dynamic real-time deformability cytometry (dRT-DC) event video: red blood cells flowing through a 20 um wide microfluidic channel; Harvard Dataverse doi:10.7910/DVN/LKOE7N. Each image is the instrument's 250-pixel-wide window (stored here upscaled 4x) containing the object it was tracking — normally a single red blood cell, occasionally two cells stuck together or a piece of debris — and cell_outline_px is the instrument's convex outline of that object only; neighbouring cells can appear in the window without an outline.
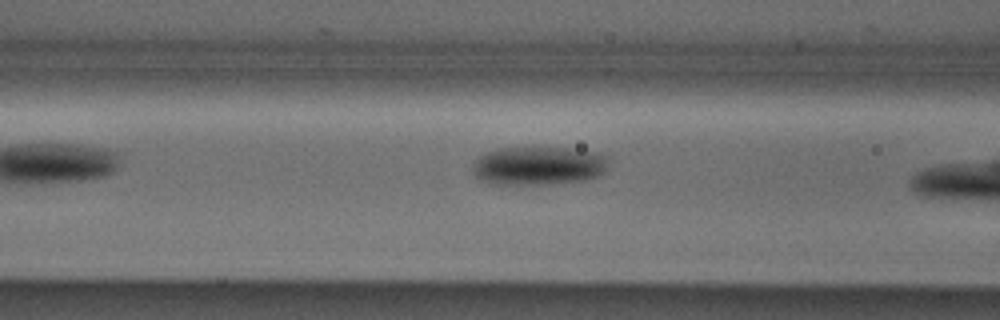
{"species": "Egyptian fruit bat (a non-hibernating species)", "species_latin": "Rousettus aegyptiacus", "temperature_condition": "cold", "stored_images_in_passage": 11, "camera_frame_rate_fps": 3000, "um_per_image_px": 0.085, "animal": {"sex": "male"}, "frame": {"image": 1, "passage_image": 10, "time_ms": 3.0, "image_size_px": [1000, 320], "cell_outline_px": [[608, 168], [600, 176], [588, 180], [556, 184], [488, 184], [480, 180], [472, 172], [472, 164], [480, 156], [488, 152], [500, 148], [532, 144], [568, 148], [596, 152], [608, 156]], "centroid_in_image_um": [45.8, 14.06], "position_along_channel_um": 120.8, "area_um2": 31.96}}